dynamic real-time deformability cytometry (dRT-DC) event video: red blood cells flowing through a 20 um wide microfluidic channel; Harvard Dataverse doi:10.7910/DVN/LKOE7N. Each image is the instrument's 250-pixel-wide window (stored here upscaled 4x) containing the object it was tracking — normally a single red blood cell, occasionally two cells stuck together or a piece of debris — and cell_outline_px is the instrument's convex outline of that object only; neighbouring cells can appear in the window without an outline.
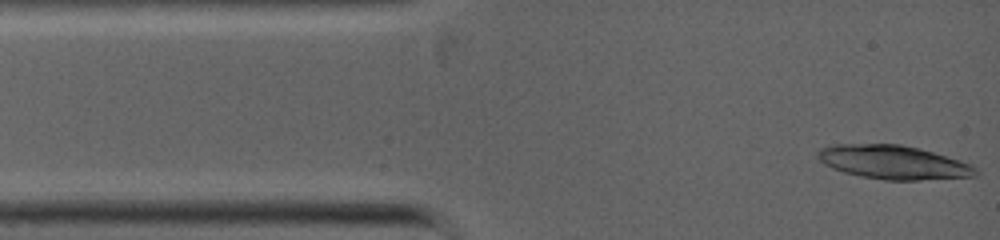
{"species": "common noctule bat (a hibernating species)", "species_latin": "Nyctalus noctula", "temperature_condition": "warm", "stored_images_in_passage": 5, "camera_frame_rate_fps": 5000, "um_per_image_px": 0.085, "animal": {"sex": "female", "body_mass_g": 19.0, "forearm_length_mm": 53.3}, "frame": {"image": 1, "passage_image": 1, "time_ms": 0.0, "image_size_px": [1000, 240], "cell_outline_px": [[980, 172], [976, 176], [920, 180], [884, 180], [860, 176], [844, 172], [832, 168], [824, 164], [816, 156], [816, 152], [820, 148], [832, 144], [900, 144], [920, 148], [960, 160], [972, 164]], "centroid_in_image_um": [75.94, 13.79], "position_along_channel_um": 9.1, "area_um2": 31.33}}